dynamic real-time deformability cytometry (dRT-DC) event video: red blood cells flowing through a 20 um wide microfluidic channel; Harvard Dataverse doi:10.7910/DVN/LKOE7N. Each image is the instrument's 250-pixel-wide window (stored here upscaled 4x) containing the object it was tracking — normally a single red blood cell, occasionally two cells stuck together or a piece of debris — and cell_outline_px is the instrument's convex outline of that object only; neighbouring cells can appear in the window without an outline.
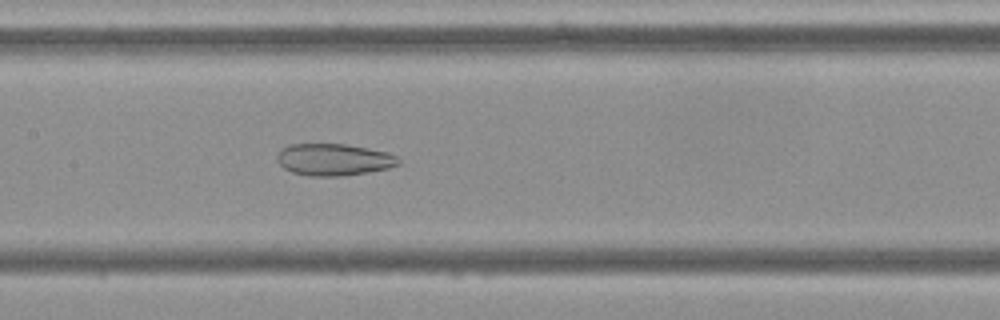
{"species": "Egyptian fruit bat (a non-hibernating species)", "species_latin": "Rousettus aegyptiacus", "temperature_condition": "cold", "stored_images_in_passage": 54, "camera_frame_rate_fps": 3000, "um_per_image_px": 0.085, "frame": {"image": 1, "passage_image": 25, "time_ms": 8.0, "image_size_px": [1000, 320], "cell_outline_px": [[400, 164], [388, 168], [368, 172], [344, 176], [308, 176], [292, 172], [284, 168], [276, 160], [276, 156], [280, 148], [288, 144], [344, 144], [368, 148], [388, 152], [396, 156], [400, 160]], "centroid_in_image_um": [28.34, 13.56], "position_along_channel_um": 179.1, "area_um2": 22.77}}
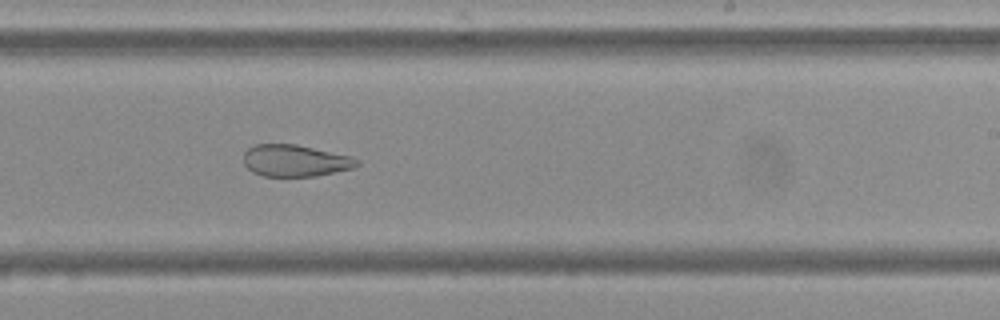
{"frame": {"image": 2, "passage_image": 32, "time_ms": 10.333, "image_size_px": [1000, 320], "cell_outline_px": [[360, 164], [352, 168], [316, 176], [264, 176], [252, 172], [244, 164], [244, 152], [248, 148], [256, 144], [296, 144], [352, 156], [360, 160]], "centroid_in_image_um": [25.1, 13.65], "position_along_channel_um": 263.9, "area_um2": 21.04}}
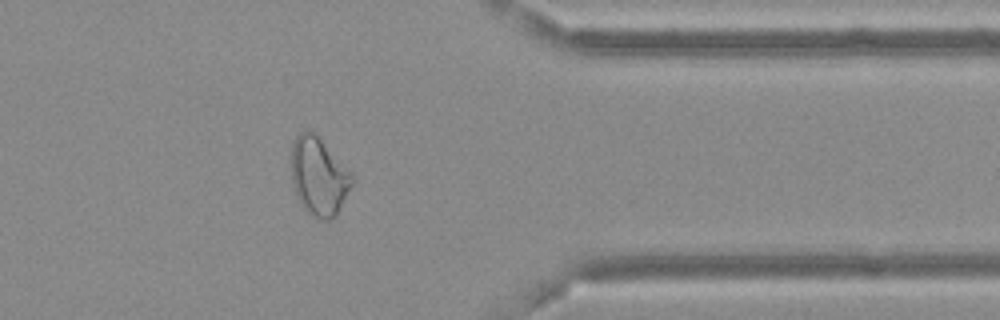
{"frame": {"image": 3, "passage_image": 43, "time_ms": 14.0, "image_size_px": [1000, 320], "cell_outline_px": [[352, 184], [336, 216], [328, 220], [320, 220], [312, 216], [304, 208], [292, 184], [292, 144], [296, 136], [300, 132], [312, 132], [352, 172]], "centroid_in_image_um": [27.1, 15.03], "position_along_channel_um": 384.3, "area_um2": 26.99}, "authors_computed_cell_mechanics": {"area_um2": 28.7555, "velocity_mm_per_s": 3.651, "shape_relaxation_time_tau1_ms": null, "shape_relaxation_time_tau2_ms": 2.4343, "deformation_change_tau1": null, "deformation_change_tau2": 0.1021}}